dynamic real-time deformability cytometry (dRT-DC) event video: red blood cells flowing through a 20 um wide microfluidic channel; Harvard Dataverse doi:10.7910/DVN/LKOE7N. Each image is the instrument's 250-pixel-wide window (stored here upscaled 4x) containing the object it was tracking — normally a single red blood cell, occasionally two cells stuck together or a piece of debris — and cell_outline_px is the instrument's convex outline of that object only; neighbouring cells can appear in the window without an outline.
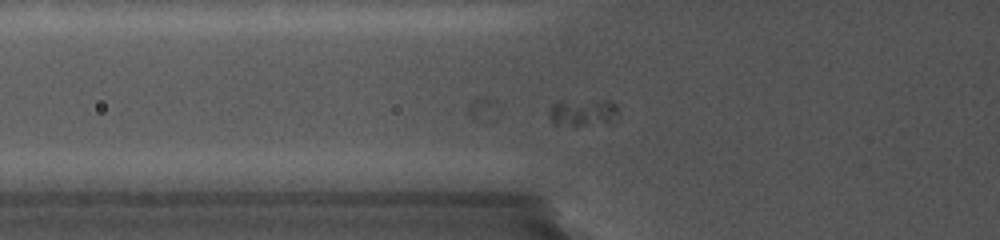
{"species": "common noctule bat (a hibernating species)", "species_latin": "Nyctalus noctula", "temperature_condition": "cold", "stored_images_in_passage": 13, "camera_frame_rate_fps": 5000, "um_per_image_px": 0.085, "animal": {"sex": "female", "body_mass_g": 19.0, "forearm_length_mm": 56.7}, "frame": {"image": 1, "passage_image": 4, "time_ms": 2.6, "image_size_px": [1000, 240], "cell_outline_px": [[616, 112], [608, 124], [556, 124], [552, 120], [548, 112], [548, 108], [552, 104], [560, 100], [608, 100], [616, 104]], "centroid_in_image_um": [49.5, 9.51], "position_along_channel_um": 76.3, "area_um2": 10.75}}